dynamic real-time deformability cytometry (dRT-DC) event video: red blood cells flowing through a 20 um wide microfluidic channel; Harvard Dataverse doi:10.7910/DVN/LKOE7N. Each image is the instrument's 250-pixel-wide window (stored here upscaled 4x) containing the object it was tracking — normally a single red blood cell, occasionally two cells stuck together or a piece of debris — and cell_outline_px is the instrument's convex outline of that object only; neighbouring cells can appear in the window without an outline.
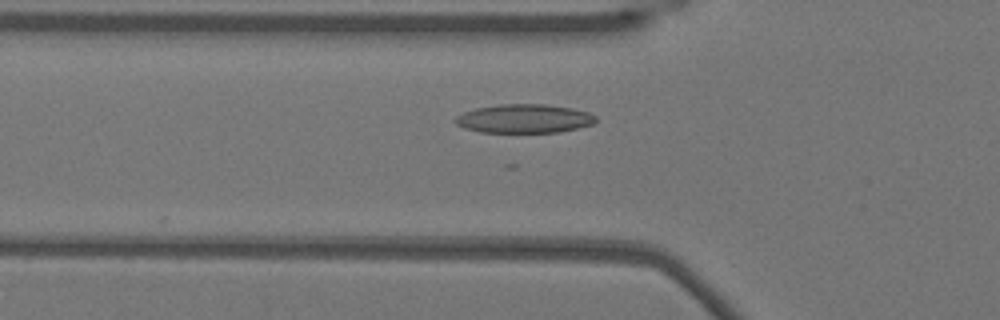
{"species": "Egyptian fruit bat (a non-hibernating species)", "species_latin": "Rousettus aegyptiacus", "temperature_condition": "warm", "stored_images_in_passage": 50, "camera_frame_rate_fps": 3000, "um_per_image_px": 0.085, "animal": {"sex": "female"}, "frame": {"image": 1, "passage_image": 15, "time_ms": 4.667, "image_size_px": [1000, 320], "cell_outline_px": [[596, 120], [592, 124], [560, 132], [480, 132], [464, 128], [456, 124], [452, 120], [456, 116], [464, 112], [476, 108], [500, 104], [544, 104], [572, 108], [588, 112], [596, 116]], "centroid_in_image_um": [44.52, 10.08], "position_along_channel_um": 81.3, "area_um2": 23.52}}
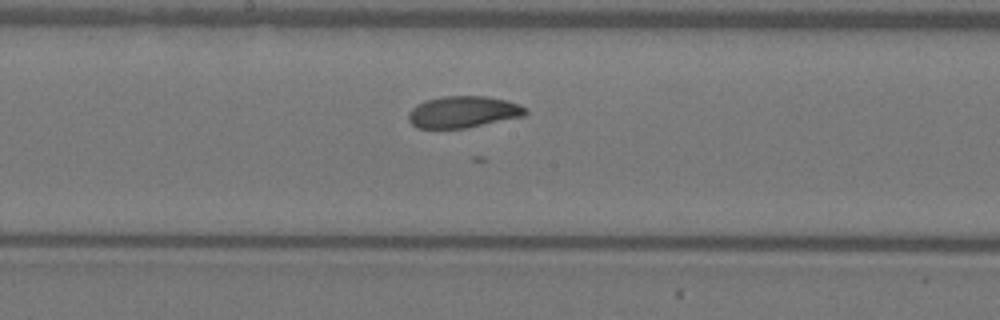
{"frame": {"image": 2, "passage_image": 25, "time_ms": 8.0, "image_size_px": [1000, 320], "cell_outline_px": [[528, 112], [524, 116], [464, 128], [420, 128], [412, 124], [408, 120], [408, 112], [416, 104], [424, 100], [444, 96], [484, 96], [504, 100], [520, 104], [528, 108]], "centroid_in_image_um": [39.36, 9.51], "position_along_channel_um": 208.8, "area_um2": 21.56}}
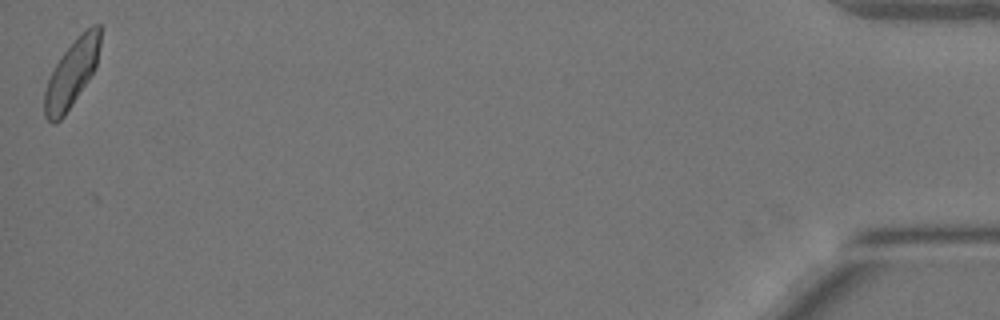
{"frame": {"image": 3, "passage_image": 50, "time_ms": 16.333, "image_size_px": [1000, 320], "cell_outline_px": [[100, 44], [96, 68], [64, 116], [56, 124], [52, 124], [44, 116], [44, 92], [48, 80], [56, 64], [64, 52], [92, 24], [100, 24]], "centroid_in_image_um": [6.09, 6.3], "position_along_channel_um": 429.1, "area_um2": 21.27}}